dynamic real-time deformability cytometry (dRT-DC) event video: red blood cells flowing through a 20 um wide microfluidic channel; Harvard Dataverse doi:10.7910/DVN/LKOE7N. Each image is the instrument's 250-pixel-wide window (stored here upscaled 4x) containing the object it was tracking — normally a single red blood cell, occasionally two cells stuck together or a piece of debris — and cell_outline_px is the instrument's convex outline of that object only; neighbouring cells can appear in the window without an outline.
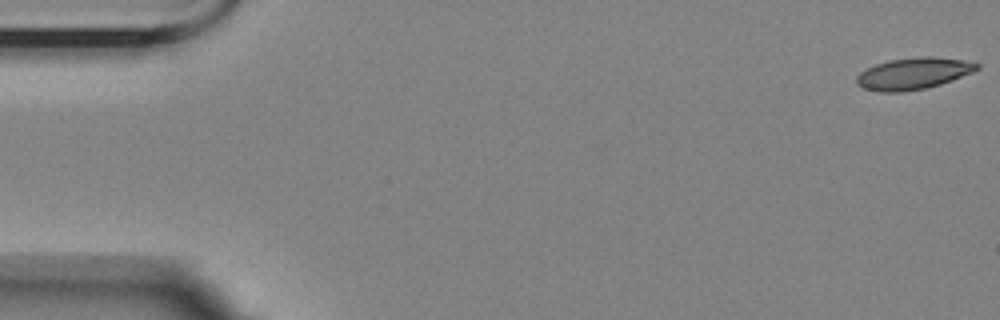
{"species": "Egyptian fruit bat (a non-hibernating species)", "species_latin": "Rousettus aegyptiacus", "temperature_condition": "room temperature", "stored_images_in_passage": 5, "camera_frame_rate_fps": 3000, "um_per_image_px": 0.085, "animal": {"sex": "female"}, "frame": {"image": 1, "passage_image": 1, "time_ms": 0.0, "image_size_px": [1000, 320], "cell_outline_px": [[980, 68], [972, 72], [952, 80], [940, 84], [924, 88], [900, 92], [880, 92], [864, 88], [856, 84], [856, 76], [860, 72], [876, 64], [888, 60], [920, 56], [932, 56], [964, 60], [980, 64]], "centroid_in_image_um": [77.63, 6.24], "position_along_channel_um": 7.4, "area_um2": 22.14}}
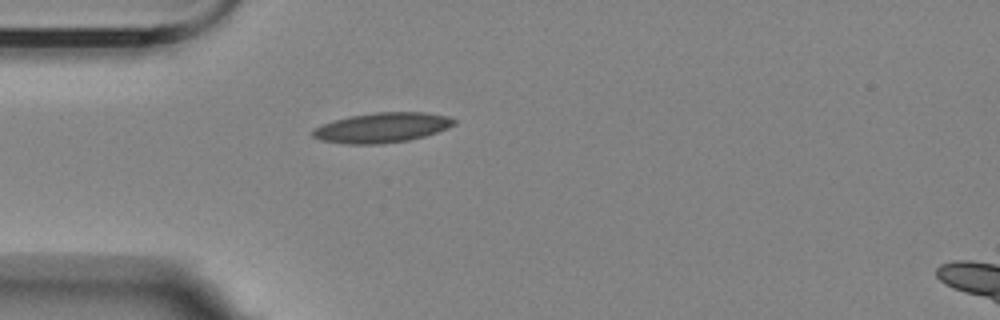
{"frame": {"image": 2, "passage_image": 5, "time_ms": 5.0, "image_size_px": [1000, 320], "cell_outline_px": [[456, 124], [448, 128], [424, 136], [408, 140], [380, 144], [348, 144], [320, 140], [312, 136], [312, 128], [336, 120], [352, 116], [376, 112], [424, 112], [448, 116], [456, 120]], "centroid_in_image_um": [32.49, 10.85], "position_along_channel_um": 52.5, "area_um2": 24.51}}